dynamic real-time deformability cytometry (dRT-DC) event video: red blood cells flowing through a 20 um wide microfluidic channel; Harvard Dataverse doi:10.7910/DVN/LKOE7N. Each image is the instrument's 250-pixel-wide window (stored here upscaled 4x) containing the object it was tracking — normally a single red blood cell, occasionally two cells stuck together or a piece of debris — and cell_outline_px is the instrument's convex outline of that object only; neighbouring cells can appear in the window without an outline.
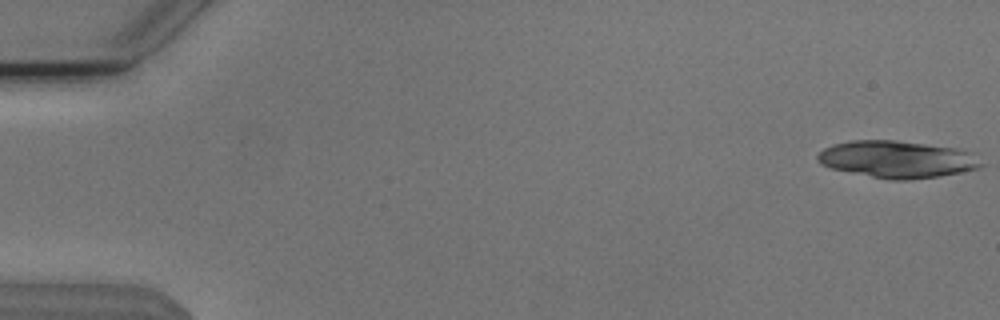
{"species": "Egyptian fruit bat (a non-hibernating species)", "species_latin": "Rousettus aegyptiacus", "temperature_condition": "cold", "stored_images_in_passage": 9, "camera_frame_rate_fps": 3000, "um_per_image_px": 0.085, "animal": {"sex": "male"}, "frame": {"image": 1, "passage_image": 1, "time_ms": 0.0, "image_size_px": [1000, 320], "cell_outline_px": [[984, 164], [980, 168], [940, 176], [904, 180], [892, 180], [832, 168], [820, 164], [816, 160], [816, 156], [824, 148], [832, 144], [848, 140], [896, 140], [956, 148], [964, 152]], "centroid_in_image_um": [76.17, 13.53], "position_along_channel_um": 8.8, "area_um2": 34.8}}